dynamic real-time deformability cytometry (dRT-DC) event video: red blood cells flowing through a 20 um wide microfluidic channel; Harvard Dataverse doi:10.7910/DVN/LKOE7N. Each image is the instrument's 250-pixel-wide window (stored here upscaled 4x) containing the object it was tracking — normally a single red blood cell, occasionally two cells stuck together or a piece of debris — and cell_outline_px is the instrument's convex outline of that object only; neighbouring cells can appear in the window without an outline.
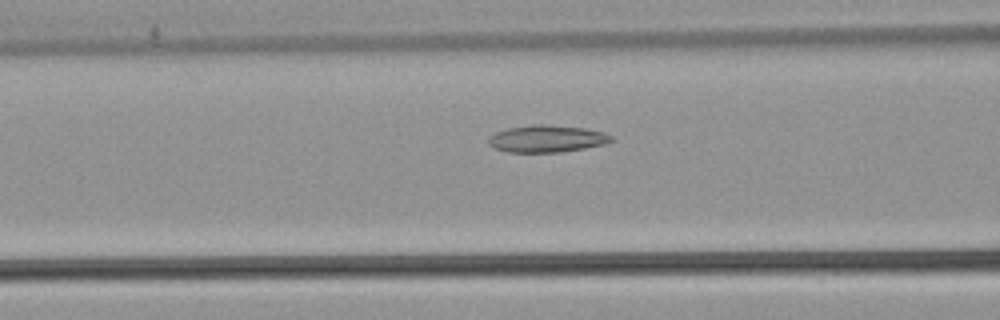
{"species": "common noctule bat (a hibernating species)", "species_latin": "Nyctalus noctula", "temperature_condition": "warm", "stored_images_in_passage": 45, "camera_frame_rate_fps": 3000, "um_per_image_px": 0.085, "animal": {"sex": "male", "body_mass_g": 21.5, "forearm_length_mm": 52.0}, "frame": {"image": 1, "passage_image": 14, "time_ms": 4.333, "image_size_px": [1000, 320], "cell_outline_px": [[616, 140], [604, 144], [584, 148], [560, 152], [508, 152], [496, 148], [488, 144], [488, 136], [496, 132], [508, 128], [532, 124], [544, 124], [584, 128], [604, 132], [612, 136]], "centroid_in_image_um": [46.49, 11.78], "position_along_channel_um": 120.1, "area_um2": 19.42}}
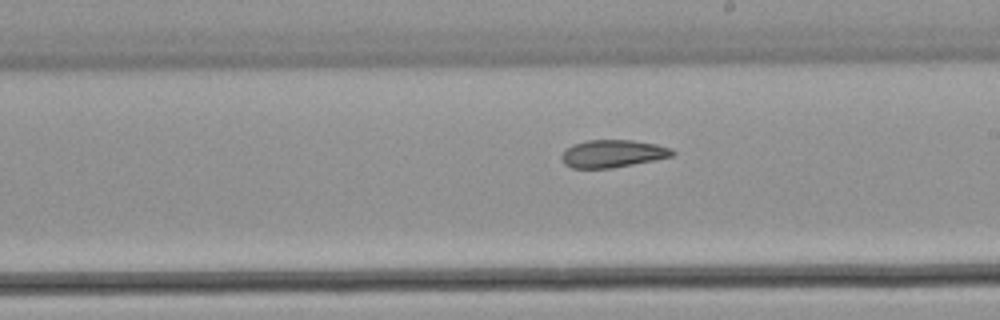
{"frame": {"image": 2, "passage_image": 23, "time_ms": 7.333, "image_size_px": [1000, 320], "cell_outline_px": [[676, 152], [672, 156], [612, 168], [572, 168], [564, 164], [560, 156], [572, 144], [588, 140], [632, 140], [656, 144], [672, 148]], "centroid_in_image_um": [52.07, 13.05], "position_along_channel_um": 236.9, "area_um2": 17.69}}
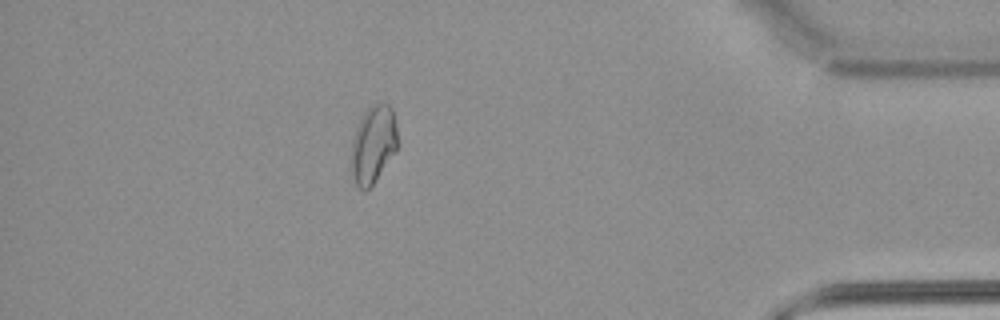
{"frame": {"image": 3, "passage_image": 39, "time_ms": 12.667, "image_size_px": [1000, 320], "cell_outline_px": [[400, 144], [396, 152], [372, 184], [364, 192], [356, 184], [352, 172], [352, 144], [356, 128], [364, 112], [372, 104], [380, 100], [388, 104], [392, 108], [396, 124]], "centroid_in_image_um": [31.78, 12.22], "position_along_channel_um": 403.4, "area_um2": 21.1}, "authors_computed_cell_mechanics": {"area_um2": 19.4208, "velocity_mm_per_s": 3.8972, "shape_relaxation_time_tau1_ms": null, "shape_relaxation_time_tau2_ms": 3.613, "deformation_change_tau1": null, "deformation_change_tau2": 0.106}}